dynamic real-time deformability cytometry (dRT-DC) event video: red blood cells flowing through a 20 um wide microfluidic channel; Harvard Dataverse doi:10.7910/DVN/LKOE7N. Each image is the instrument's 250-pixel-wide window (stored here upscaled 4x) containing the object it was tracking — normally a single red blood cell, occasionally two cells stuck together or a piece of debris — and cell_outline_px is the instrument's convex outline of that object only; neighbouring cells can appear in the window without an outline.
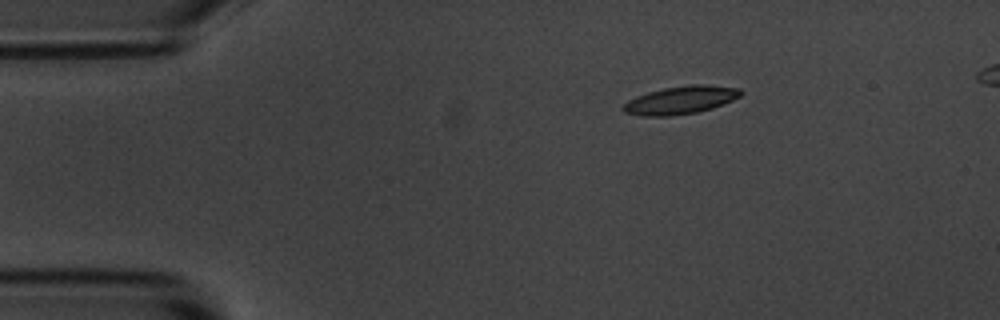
{"species": "common noctule bat (a hibernating species)", "species_latin": "Nyctalus noctula", "temperature_condition": "room temperature", "stored_images_in_passage": 48, "camera_frame_rate_fps": 3000, "um_per_image_px": 0.085, "animal": {"sex": "male", "body_mass_g": 20.1, "forearm_length_mm": 53.5}, "frame": {"image": 1, "passage_image": 1, "time_ms": 0.0, "image_size_px": [1000, 320], "cell_outline_px": [[744, 92], [740, 96], [732, 100], [712, 108], [696, 112], [672, 116], [640, 116], [624, 112], [620, 108], [628, 100], [636, 96], [648, 92], [664, 88], [692, 84], [704, 84], [740, 88]], "centroid_in_image_um": [57.84, 8.51], "position_along_channel_um": 27.2, "area_um2": 19.19}}
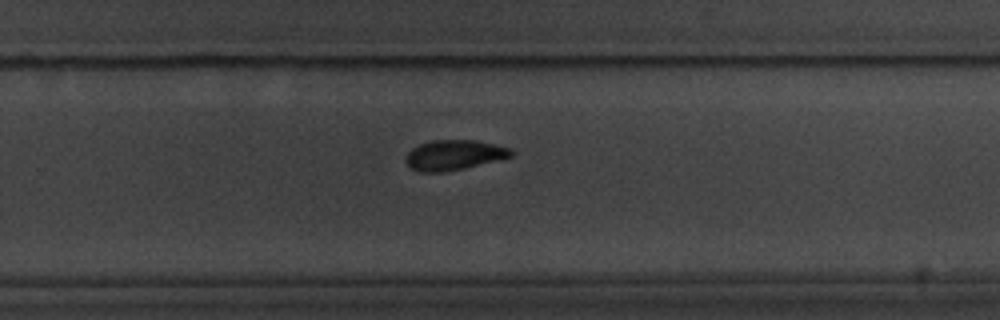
{"frame": {"image": 2, "passage_image": 28, "time_ms": 9.0, "image_size_px": [1000, 320], "cell_outline_px": [[516, 152], [512, 156], [464, 168], [444, 172], [420, 172], [408, 168], [404, 160], [408, 152], [412, 148], [420, 144], [432, 140], [476, 140], [496, 144], [512, 148]], "centroid_in_image_um": [38.58, 13.17], "position_along_channel_um": 291.2, "area_um2": 18.67}}
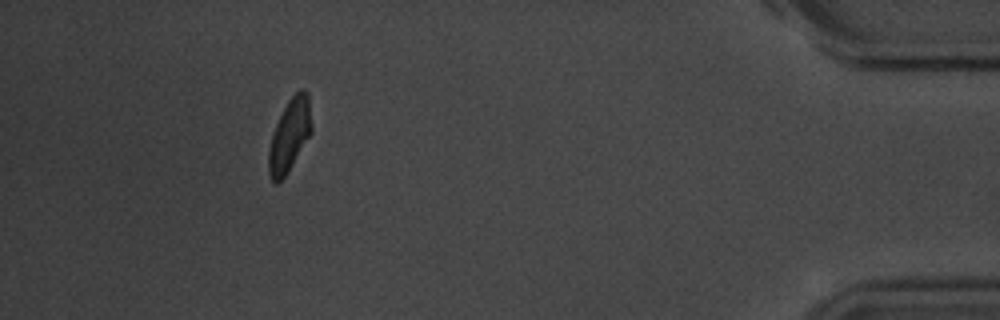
{"frame": {"image": 3, "passage_image": 43, "time_ms": 14.0, "image_size_px": [1000, 320], "cell_outline_px": [[312, 132], [292, 164], [284, 176], [276, 184], [272, 180], [268, 172], [268, 152], [272, 132], [288, 100], [300, 88], [304, 88], [308, 92], [312, 124]], "centroid_in_image_um": [24.62, 11.46], "position_along_channel_um": 410.6, "area_um2": 18.03}, "authors_computed_cell_mechanics": {"area_um2": 18.9006, "velocity_mm_per_s": 3.5701, "shape_relaxation_time_tau1_ms": 3.1335, "shape_relaxation_time_tau2_ms": 3.8047, "deformation_change_tau1": 0.1204, "deformation_change_tau2": 0.0956}}